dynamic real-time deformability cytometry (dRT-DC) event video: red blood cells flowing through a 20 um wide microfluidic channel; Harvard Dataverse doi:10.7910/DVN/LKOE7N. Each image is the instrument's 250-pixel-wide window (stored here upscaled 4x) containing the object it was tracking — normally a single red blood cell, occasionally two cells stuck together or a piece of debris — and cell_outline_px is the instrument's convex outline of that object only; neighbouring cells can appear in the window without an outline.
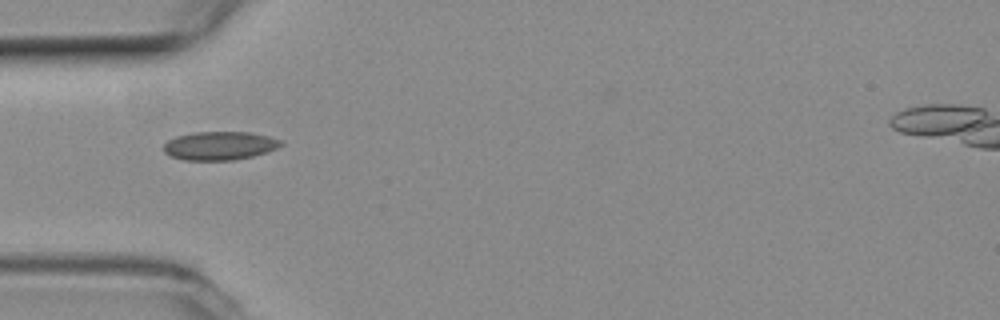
{"species": "common noctule bat (a hibernating species)", "species_latin": "Nyctalus noctula", "temperature_condition": "room temperature", "stored_images_in_passage": 5, "camera_frame_rate_fps": 3000, "um_per_image_px": 0.085, "animal": {"sex": "female", "body_mass_g": 19.3, "forearm_length_mm": 54.1}, "frame": {"image": 1, "passage_image": 3, "time_ms": 0.667, "image_size_px": [1000, 320], "cell_outline_px": [[284, 144], [276, 148], [252, 156], [232, 160], [184, 160], [172, 156], [164, 152], [164, 144], [168, 140], [176, 136], [196, 132], [252, 132], [268, 136], [280, 140]], "centroid_in_image_um": [18.66, 12.38], "position_along_channel_um": 66.3, "area_um2": 19.31}}
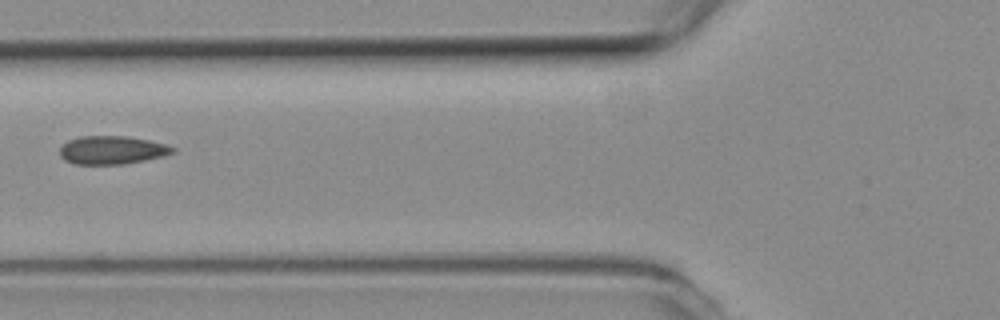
{"frame": {"image": 2, "passage_image": 4, "time_ms": 1.0, "image_size_px": [1000, 320], "cell_outline_px": [[176, 152], [164, 156], [124, 164], [76, 164], [64, 160], [60, 156], [60, 148], [68, 140], [80, 136], [128, 136], [148, 140], [164, 144], [176, 148]], "centroid_in_image_um": [9.52, 12.75], "position_along_channel_um": 116.3, "area_um2": 18.61}}
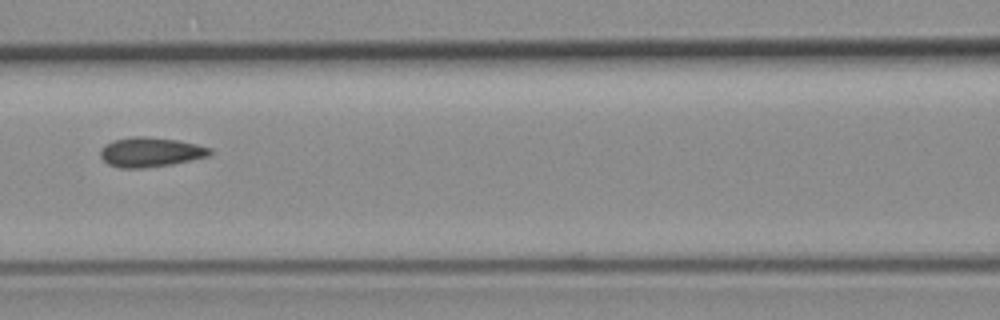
{"frame": {"image": 3, "passage_image": 5, "time_ms": 1.333, "image_size_px": [1000, 320], "cell_outline_px": [[212, 152], [208, 156], [172, 164], [144, 168], [120, 168], [108, 164], [100, 156], [100, 148], [104, 144], [112, 140], [132, 136], [144, 136], [176, 140], [196, 144], [212, 148]], "centroid_in_image_um": [12.75, 12.92], "position_along_channel_um": 153.9, "area_um2": 18.96}}